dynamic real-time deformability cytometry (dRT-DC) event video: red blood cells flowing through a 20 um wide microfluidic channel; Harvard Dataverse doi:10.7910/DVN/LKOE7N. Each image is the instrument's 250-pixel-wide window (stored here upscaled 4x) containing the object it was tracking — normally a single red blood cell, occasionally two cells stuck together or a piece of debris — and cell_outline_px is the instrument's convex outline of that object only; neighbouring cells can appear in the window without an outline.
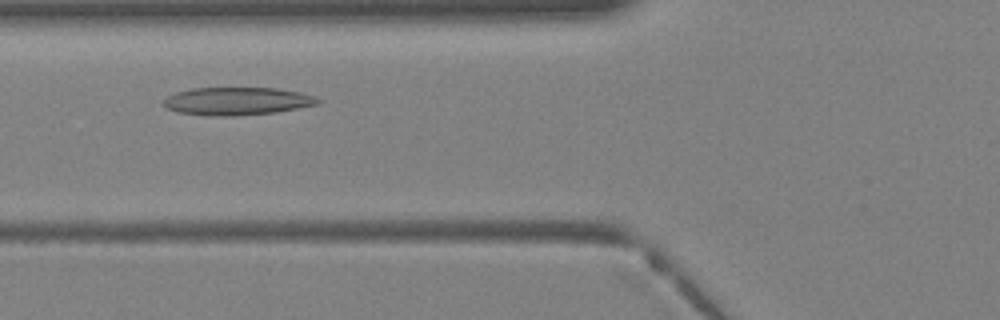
{"species": "Egyptian fruit bat (a non-hibernating species)", "species_latin": "Rousettus aegyptiacus", "temperature_condition": "warm", "stored_images_in_passage": 29, "camera_frame_rate_fps": 3000, "um_per_image_px": 0.085, "animal": {"sex": "female"}, "frame": {"image": 1, "passage_image": 5, "time_ms": 1.333, "image_size_px": [1000, 320], "cell_outline_px": [[320, 100], [316, 104], [276, 112], [232, 116], [208, 116], [180, 112], [168, 108], [160, 104], [168, 96], [176, 92], [192, 88], [276, 88], [300, 92], [312, 96]], "centroid_in_image_um": [20.09, 8.6], "position_along_channel_um": 105.7, "area_um2": 24.8}}
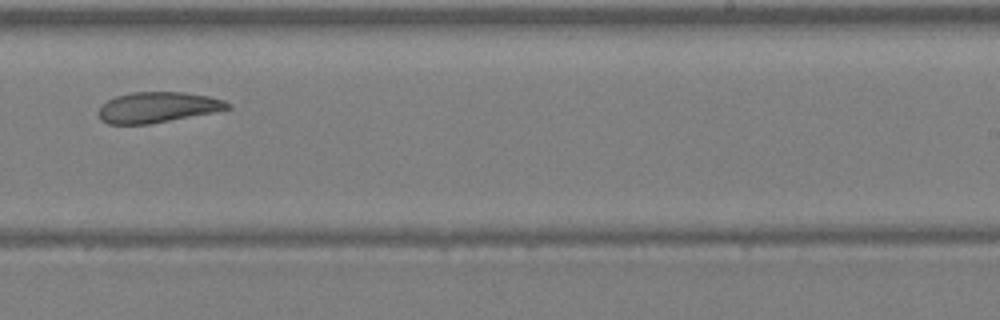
{"frame": {"image": 2, "passage_image": 15, "time_ms": 4.667, "image_size_px": [1000, 320], "cell_outline_px": [[232, 108], [216, 112], [148, 124], [108, 124], [100, 120], [100, 108], [108, 100], [116, 96], [132, 92], [184, 92], [208, 96], [224, 100], [232, 104]], "centroid_in_image_um": [13.45, 9.12], "position_along_channel_um": 275.6, "area_um2": 22.95}}
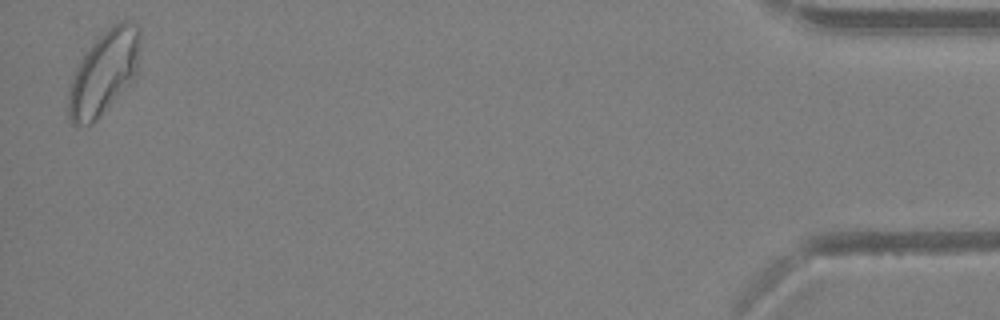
{"frame": {"image": 3, "passage_image": 29, "time_ms": 9.333, "image_size_px": [1000, 320], "cell_outline_px": [[140, 40], [136, 76], [132, 84], [96, 120], [88, 124], [72, 124], [64, 108], [68, 88], [72, 76], [76, 68], [92, 44], [108, 28], [120, 20], [124, 20], [136, 24], [140, 28]], "centroid_in_image_um": [8.82, 6.21], "position_along_channel_um": 426.4, "area_um2": 35.37}}